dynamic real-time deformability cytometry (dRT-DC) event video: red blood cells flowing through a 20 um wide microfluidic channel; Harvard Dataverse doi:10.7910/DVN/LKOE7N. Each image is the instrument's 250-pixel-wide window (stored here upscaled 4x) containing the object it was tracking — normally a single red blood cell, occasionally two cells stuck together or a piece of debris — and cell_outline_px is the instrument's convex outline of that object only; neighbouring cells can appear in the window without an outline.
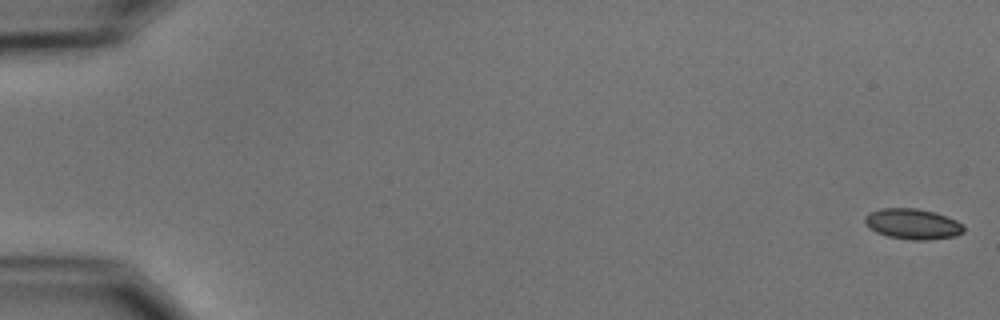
{"species": "common noctule bat (a hibernating species)", "species_latin": "Nyctalus noctula", "temperature_condition": "cold", "stored_images_in_passage": 55, "camera_frame_rate_fps": 3000, "um_per_image_px": 0.085, "animal": {"sex": "male", "body_mass_g": 15.6}, "frame": {"image": 1, "passage_image": 1, "time_ms": 0.0, "image_size_px": [1000, 320], "cell_outline_px": [[964, 232], [956, 236], [928, 240], [912, 240], [888, 236], [876, 232], [868, 228], [864, 224], [864, 216], [880, 208], [916, 208], [932, 212], [956, 220], [964, 228]], "centroid_in_image_um": [77.54, 19.04], "position_along_channel_um": 7.5, "area_um2": 17.51}}
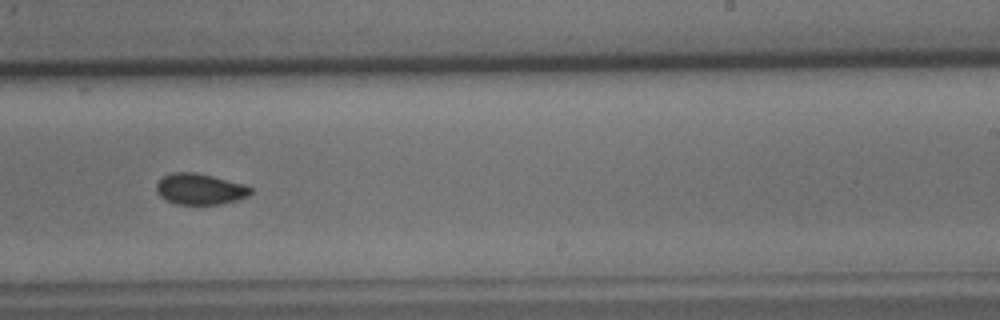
{"frame": {"image": 2, "passage_image": 35, "time_ms": 11.333, "image_size_px": [1000, 320], "cell_outline_px": [[252, 192], [248, 196], [236, 200], [220, 204], [176, 204], [160, 196], [156, 192], [156, 184], [164, 176], [172, 172], [196, 172], [244, 184], [252, 188]], "centroid_in_image_um": [16.99, 16.06], "position_along_channel_um": 272.0, "area_um2": 16.94}}
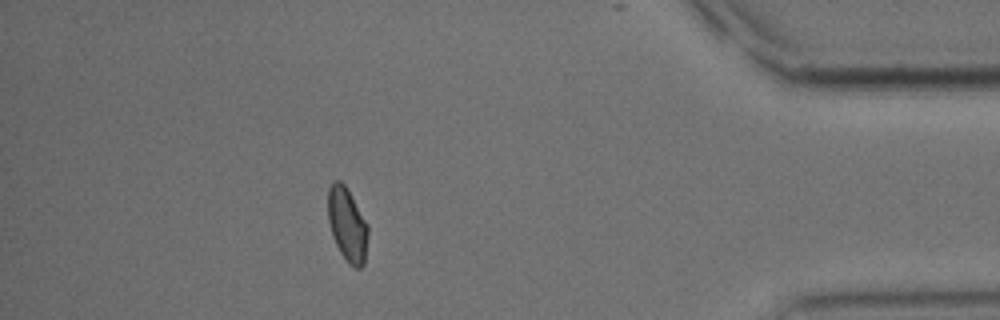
{"frame": {"image": 3, "passage_image": 49, "time_ms": 16.0, "image_size_px": [1000, 320], "cell_outline_px": [[368, 236], [364, 264], [360, 268], [356, 268], [348, 264], [340, 252], [332, 236], [328, 220], [328, 188], [336, 180], [340, 180], [344, 184], [368, 224]], "centroid_in_image_um": [29.52, 19.12], "position_along_channel_um": 405.7, "area_um2": 17.17}, "authors_computed_cell_mechanics": {"area_um2": 17.4556, "velocity_mm_per_s": 3.7202, "shape_relaxation_time_tau1_ms": 5.4045, "shape_relaxation_time_tau2_ms": 2.6025, "deformation_change_tau1": 0.0856, "deformation_change_tau2": 0.0413}}